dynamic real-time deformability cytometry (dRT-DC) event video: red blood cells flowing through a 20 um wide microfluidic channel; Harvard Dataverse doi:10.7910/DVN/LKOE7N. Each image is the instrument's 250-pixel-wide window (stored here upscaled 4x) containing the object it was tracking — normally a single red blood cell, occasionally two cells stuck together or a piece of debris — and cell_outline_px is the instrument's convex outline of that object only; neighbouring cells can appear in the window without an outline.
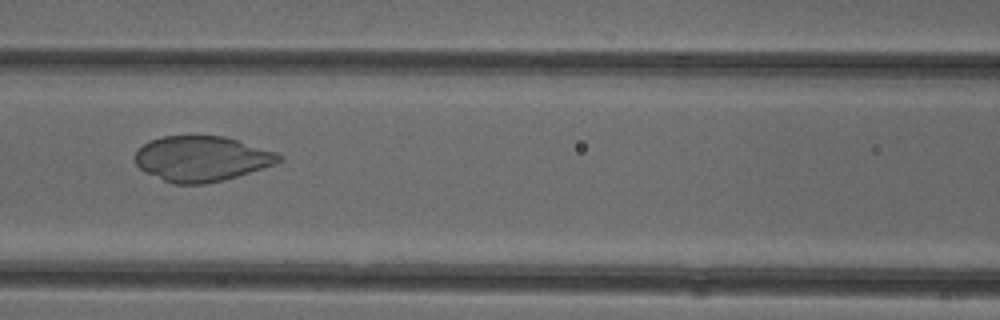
{"species": "common noctule bat (a hibernating species)", "species_latin": "Nyctalus noctula", "temperature_condition": "cold", "stored_images_in_passage": 52, "camera_frame_rate_fps": 3000, "um_per_image_px": 0.085, "animal": {"sex": "female"}, "frame": {"image": 1, "passage_image": 23, "time_ms": 7.333, "image_size_px": [1000, 320], "cell_outline_px": [[284, 160], [276, 164], [224, 180], [204, 184], [172, 184], [144, 172], [136, 164], [132, 156], [144, 144], [152, 140], [164, 136], [224, 136], [276, 152], [284, 156]], "centroid_in_image_um": [17.14, 13.5], "position_along_channel_um": 149.5, "area_um2": 38.03}}
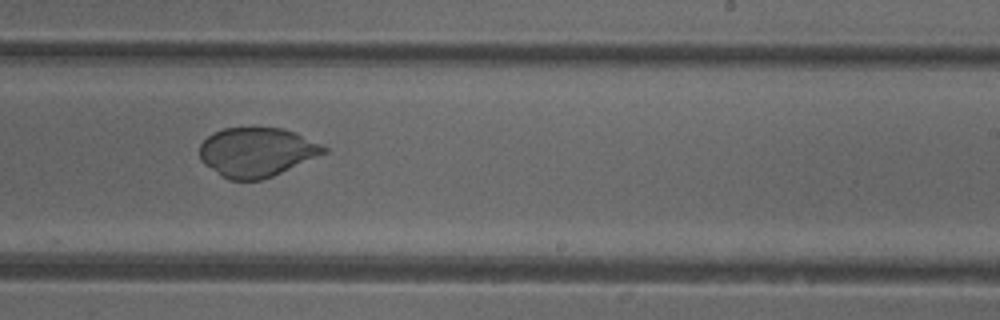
{"frame": {"image": 2, "passage_image": 32, "time_ms": 10.333, "image_size_px": [1000, 320], "cell_outline_px": [[328, 152], [272, 176], [260, 180], [228, 180], [220, 176], [204, 164], [200, 160], [200, 144], [212, 132], [224, 128], [284, 128], [320, 144], [328, 148]], "centroid_in_image_um": [21.78, 12.94], "position_along_channel_um": 267.2, "area_um2": 35.49}}
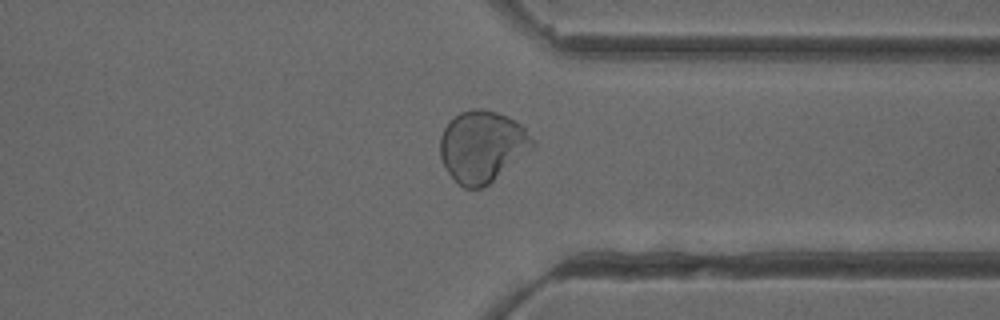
{"frame": {"image": 3, "passage_image": 40, "time_ms": 13.0, "image_size_px": [1000, 320], "cell_outline_px": [[536, 144], [488, 184], [480, 188], [464, 188], [448, 172], [440, 156], [440, 136], [444, 128], [460, 112], [472, 108], [480, 108], [496, 112], [508, 116], [520, 124], [536, 140]], "centroid_in_image_um": [40.98, 12.42], "position_along_channel_um": 370.4, "area_um2": 37.92}}